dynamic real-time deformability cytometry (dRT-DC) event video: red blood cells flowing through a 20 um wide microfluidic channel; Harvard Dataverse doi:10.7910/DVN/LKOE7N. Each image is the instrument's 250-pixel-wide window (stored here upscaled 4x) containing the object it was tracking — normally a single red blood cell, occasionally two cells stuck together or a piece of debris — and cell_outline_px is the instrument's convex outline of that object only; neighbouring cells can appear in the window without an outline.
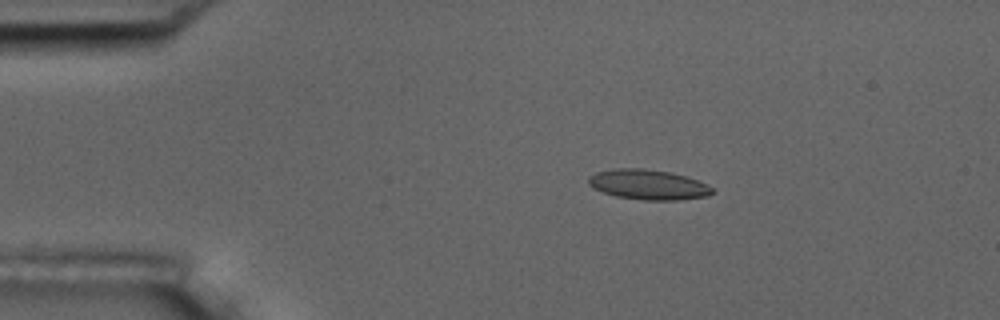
{"species": "common noctule bat (a hibernating species)", "species_latin": "Nyctalus noctula", "temperature_condition": "room temperature", "stored_images_in_passage": 5, "camera_frame_rate_fps": 3000, "um_per_image_px": 0.085, "animal": {"sex": "male", "body_mass_g": 17.5, "forearm_length_mm": 52.3}, "frame": {"image": 1, "passage_image": 4, "time_ms": 3.333, "image_size_px": [1000, 320], "cell_outline_px": [[712, 192], [708, 196], [676, 200], [644, 200], [616, 196], [604, 192], [588, 184], [588, 176], [596, 172], [612, 168], [644, 168], [672, 172], [696, 180], [712, 188]], "centroid_in_image_um": [55.05, 15.68], "position_along_channel_um": 29.9, "area_um2": 21.5}}